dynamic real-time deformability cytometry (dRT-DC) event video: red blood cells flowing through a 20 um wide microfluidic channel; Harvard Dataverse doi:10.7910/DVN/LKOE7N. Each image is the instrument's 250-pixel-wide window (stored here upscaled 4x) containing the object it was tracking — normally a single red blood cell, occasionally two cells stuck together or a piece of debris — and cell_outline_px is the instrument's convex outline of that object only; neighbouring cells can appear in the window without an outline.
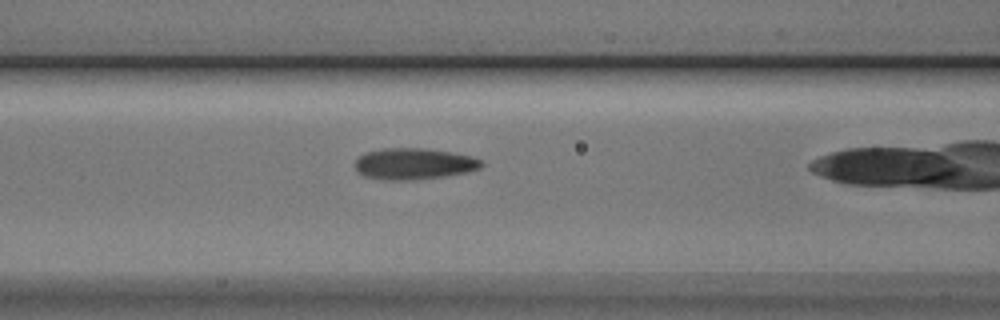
{"species": "Egyptian fruit bat (a non-hibernating species)", "species_latin": "Rousettus aegyptiacus", "temperature_condition": "cold", "stored_images_in_passage": 24, "camera_frame_rate_fps": 3000, "um_per_image_px": 0.085, "animal": {"sex": "male"}, "frame": {"image": 1, "passage_image": 3, "time_ms": 0.667, "image_size_px": [1000, 320], "cell_outline_px": [[484, 164], [480, 168], [468, 172], [444, 176], [412, 180], [388, 180], [364, 176], [356, 168], [356, 160], [364, 152], [384, 148], [424, 148], [452, 152], [472, 156], [480, 160]], "centroid_in_image_um": [35.2, 13.91], "position_along_channel_um": 131.4, "area_um2": 23.0}}
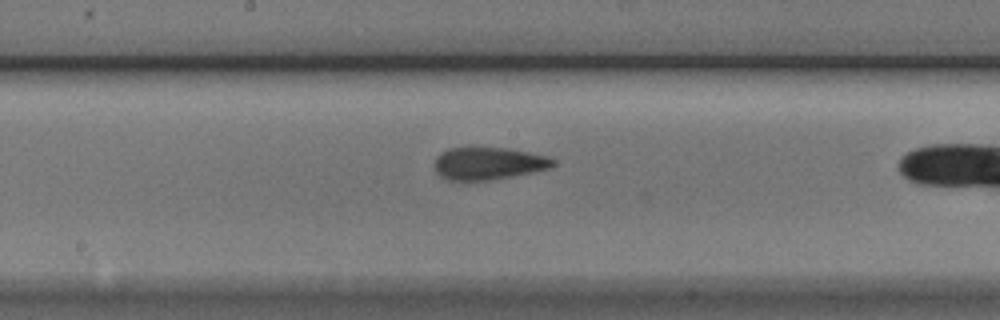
{"frame": {"image": 2, "passage_image": 9, "time_ms": 2.667, "image_size_px": [1000, 320], "cell_outline_px": [[556, 164], [548, 168], [532, 172], [492, 180], [448, 180], [440, 176], [436, 172], [436, 156], [440, 152], [448, 148], [508, 148], [548, 156], [556, 160]], "centroid_in_image_um": [41.52, 13.89], "position_along_channel_um": 206.7, "area_um2": 22.31}}
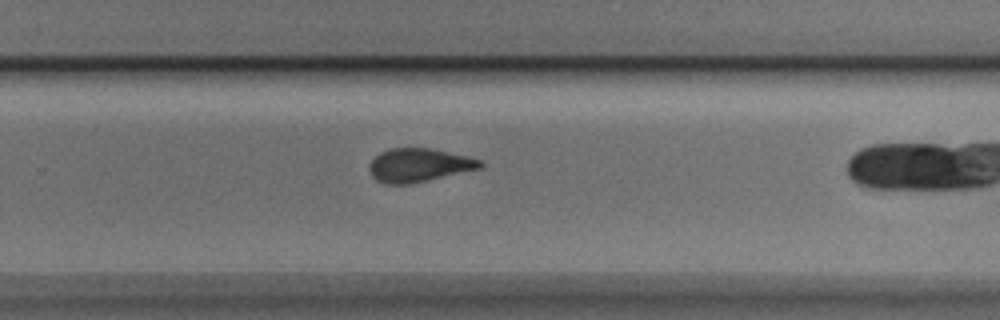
{"frame": {"image": 3, "passage_image": 16, "time_ms": 5.0, "image_size_px": [1000, 320], "cell_outline_px": [[484, 164], [480, 168], [408, 184], [384, 184], [376, 180], [372, 176], [368, 168], [368, 164], [380, 152], [388, 148], [432, 148], [468, 156], [480, 160]], "centroid_in_image_um": [35.56, 14.02], "position_along_channel_um": 294.2, "area_um2": 21.56}}